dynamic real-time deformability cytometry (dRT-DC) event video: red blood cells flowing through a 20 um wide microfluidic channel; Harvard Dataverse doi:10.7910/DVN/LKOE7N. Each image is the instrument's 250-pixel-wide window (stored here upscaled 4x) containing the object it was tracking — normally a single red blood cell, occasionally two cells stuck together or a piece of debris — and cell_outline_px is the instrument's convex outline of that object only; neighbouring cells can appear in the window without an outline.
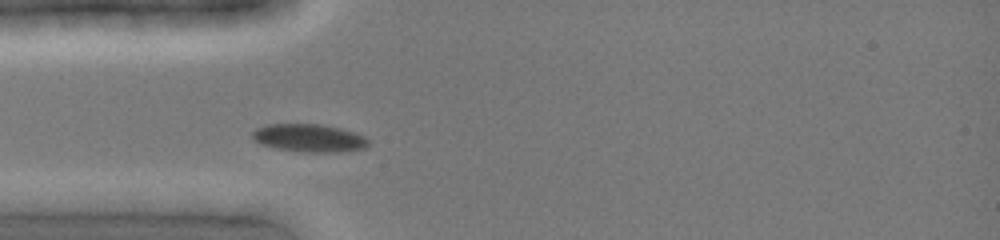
{"species": "common noctule bat (a hibernating species)", "species_latin": "Nyctalus noctula", "temperature_condition": "cold", "stored_images_in_passage": 3, "camera_frame_rate_fps": 3000, "um_per_image_px": 0.085, "animal": {"sex": "female", "body_mass_g": 19.0, "forearm_length_mm": 51.5}, "frame": {"image": 1, "passage_image": 1, "time_ms": 0.0, "image_size_px": [1000, 240], "cell_outline_px": [[368, 144], [364, 148], [340, 152], [304, 152], [276, 148], [260, 144], [252, 136], [252, 132], [256, 128], [264, 124], [320, 124], [340, 128], [364, 136], [368, 140]], "centroid_in_image_um": [26.25, 11.72], "position_along_channel_um": 58.8, "area_um2": 18.79}}